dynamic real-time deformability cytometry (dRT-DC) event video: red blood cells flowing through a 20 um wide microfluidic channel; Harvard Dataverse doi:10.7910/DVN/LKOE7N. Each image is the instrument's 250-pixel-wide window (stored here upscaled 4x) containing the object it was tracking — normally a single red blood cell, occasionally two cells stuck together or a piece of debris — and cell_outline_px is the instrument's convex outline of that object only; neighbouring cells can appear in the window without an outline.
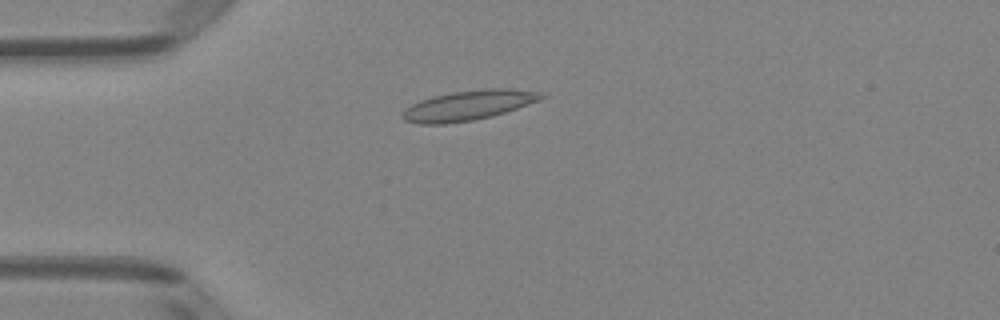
{"species": "Egyptian fruit bat (a non-hibernating species)", "species_latin": "Rousettus aegyptiacus", "temperature_condition": "room temperature", "stored_images_in_passage": 52, "camera_frame_rate_fps": 3000, "um_per_image_px": 0.085, "animal": {"sex": "female"}, "frame": {"image": 1, "passage_image": 14, "time_ms": 4.333, "image_size_px": [1000, 320], "cell_outline_px": [[548, 96], [540, 100], [492, 116], [472, 120], [444, 124], [416, 124], [404, 120], [404, 108], [420, 100], [432, 96], [452, 92], [488, 88], [512, 88], [540, 92]], "centroid_in_image_um": [39.82, 8.94], "position_along_channel_um": 45.2, "area_um2": 24.1}}
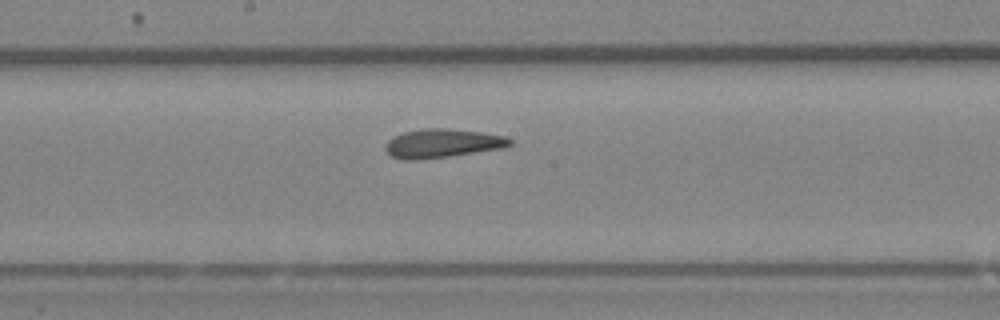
{"frame": {"image": 2, "passage_image": 28, "time_ms": 9.0, "image_size_px": [1000, 320], "cell_outline_px": [[512, 144], [504, 148], [420, 160], [404, 160], [392, 156], [384, 148], [384, 144], [388, 140], [404, 132], [424, 128], [448, 128], [480, 132], [504, 136], [512, 140]], "centroid_in_image_um": [37.59, 12.18], "position_along_channel_um": 210.6, "area_um2": 20.81}}
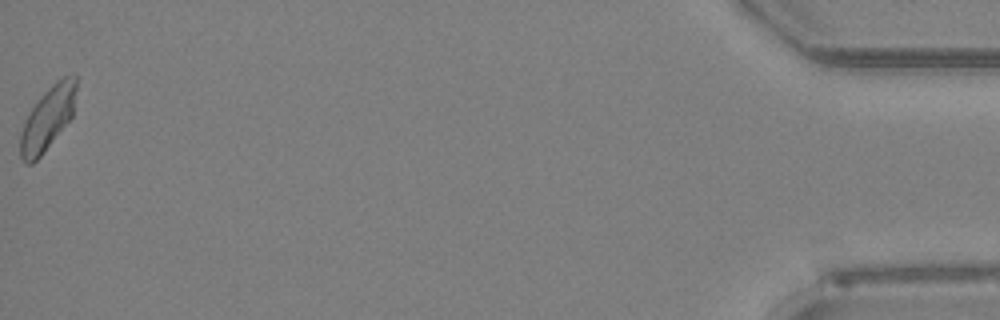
{"frame": {"image": 3, "passage_image": 52, "time_ms": 17.0, "image_size_px": [1000, 320], "cell_outline_px": [[76, 88], [72, 116], [40, 156], [32, 164], [24, 164], [20, 156], [20, 132], [24, 120], [40, 96], [56, 80], [64, 76], [76, 72]], "centroid_in_image_um": [4.03, 10.04], "position_along_channel_um": 431.2, "area_um2": 20.52}, "authors_computed_cell_mechanics": {"area_um2": 21.1259, "velocity_mm_per_s": 3.97, "shape_relaxation_time_tau1_ms": 6.8432, "shape_relaxation_time_tau2_ms": 1.3246, "deformation_change_tau1": 0.1564, "deformation_change_tau2": 0.0739}}